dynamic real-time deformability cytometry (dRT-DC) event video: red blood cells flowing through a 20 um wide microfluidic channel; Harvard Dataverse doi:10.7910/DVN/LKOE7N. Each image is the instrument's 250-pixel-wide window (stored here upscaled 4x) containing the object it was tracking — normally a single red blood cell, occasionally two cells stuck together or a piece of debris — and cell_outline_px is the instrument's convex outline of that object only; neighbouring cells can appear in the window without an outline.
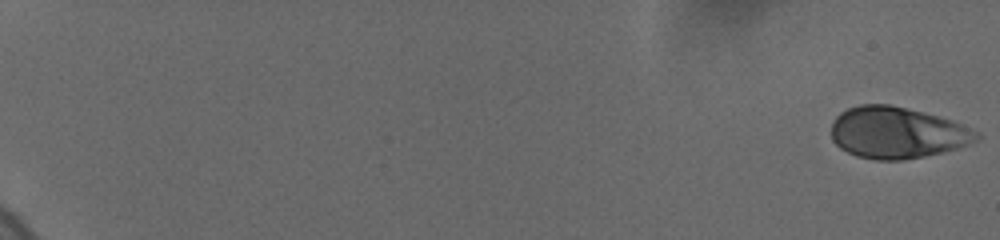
{"species": "human", "species_latin": "Homo sapiens", "temperature_condition": "cold", "stored_images_in_passage": 11, "camera_frame_rate_fps": 3000, "um_per_image_px": 0.085, "donor": {"sex": "female"}, "frame": {"image": 1, "passage_image": 1, "time_ms": 0.0, "image_size_px": [1000, 240], "cell_outline_px": [[980, 136], [976, 140], [968, 144], [956, 148], [924, 156], [904, 160], [876, 160], [856, 156], [840, 148], [832, 140], [832, 124], [836, 116], [840, 112], [848, 108], [860, 104], [888, 104], [952, 120], [980, 132]], "centroid_in_image_um": [76.22, 11.28], "position_along_channel_um": 8.8, "area_um2": 43.29}}
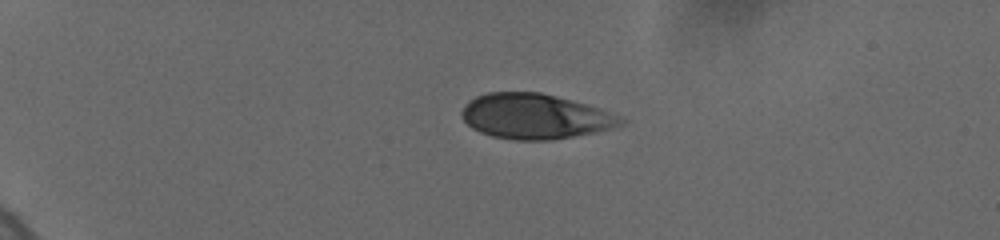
{"frame": {"image": 2, "passage_image": 7, "time_ms": 5.0, "image_size_px": [1000, 240], "cell_outline_px": [[628, 120], [624, 124], [596, 132], [552, 140], [516, 140], [492, 136], [480, 132], [472, 128], [460, 116], [460, 112], [464, 104], [468, 100], [476, 96], [488, 92], [540, 92], [572, 100], [600, 108], [620, 116]], "centroid_in_image_um": [45.46, 9.89], "position_along_channel_um": 39.5, "area_um2": 42.02}}
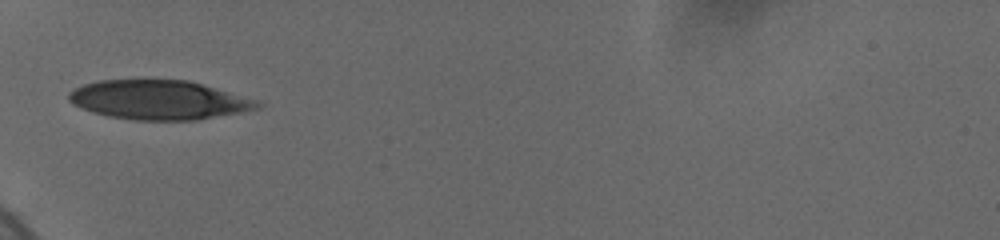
{"frame": {"image": 3, "passage_image": 10, "time_ms": 7.667, "image_size_px": [1000, 240], "cell_outline_px": [[264, 104], [260, 108], [240, 112], [196, 120], [136, 120], [108, 116], [92, 112], [72, 104], [68, 100], [68, 92], [84, 84], [100, 80], [188, 80], [260, 100]], "centroid_in_image_um": [13.53, 8.49], "position_along_channel_um": 71.5, "area_um2": 43.18}}